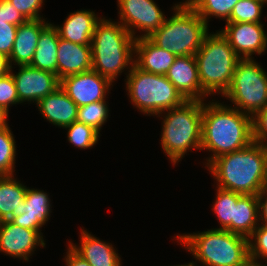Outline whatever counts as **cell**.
Segmentation results:
<instances>
[{
    "instance_id": "obj_1",
    "label": "cell",
    "mask_w": 267,
    "mask_h": 266,
    "mask_svg": "<svg viewBox=\"0 0 267 266\" xmlns=\"http://www.w3.org/2000/svg\"><path fill=\"white\" fill-rule=\"evenodd\" d=\"M252 142L251 116L224 102L203 101L201 150L212 152L206 158V167L215 158L242 150Z\"/></svg>"
},
{
    "instance_id": "obj_2",
    "label": "cell",
    "mask_w": 267,
    "mask_h": 266,
    "mask_svg": "<svg viewBox=\"0 0 267 266\" xmlns=\"http://www.w3.org/2000/svg\"><path fill=\"white\" fill-rule=\"evenodd\" d=\"M207 170L216 187L242 195H257L267 172V145L252 142L248 147L215 158Z\"/></svg>"
},
{
    "instance_id": "obj_3",
    "label": "cell",
    "mask_w": 267,
    "mask_h": 266,
    "mask_svg": "<svg viewBox=\"0 0 267 266\" xmlns=\"http://www.w3.org/2000/svg\"><path fill=\"white\" fill-rule=\"evenodd\" d=\"M135 39L118 21L102 17L96 24L92 41V69L112 83L122 72L126 76L134 64Z\"/></svg>"
},
{
    "instance_id": "obj_4",
    "label": "cell",
    "mask_w": 267,
    "mask_h": 266,
    "mask_svg": "<svg viewBox=\"0 0 267 266\" xmlns=\"http://www.w3.org/2000/svg\"><path fill=\"white\" fill-rule=\"evenodd\" d=\"M174 239L192 254L196 266L197 261L200 266H245L250 261L248 239L227 230L212 228L178 234Z\"/></svg>"
},
{
    "instance_id": "obj_5",
    "label": "cell",
    "mask_w": 267,
    "mask_h": 266,
    "mask_svg": "<svg viewBox=\"0 0 267 266\" xmlns=\"http://www.w3.org/2000/svg\"><path fill=\"white\" fill-rule=\"evenodd\" d=\"M202 111L203 102L185 101L156 116H161L163 120L161 148L173 166L182 161L190 150L201 151Z\"/></svg>"
},
{
    "instance_id": "obj_6",
    "label": "cell",
    "mask_w": 267,
    "mask_h": 266,
    "mask_svg": "<svg viewBox=\"0 0 267 266\" xmlns=\"http://www.w3.org/2000/svg\"><path fill=\"white\" fill-rule=\"evenodd\" d=\"M211 33L205 36L194 56L203 92L207 96L217 93L223 97L231 86L240 58L219 30Z\"/></svg>"
},
{
    "instance_id": "obj_7",
    "label": "cell",
    "mask_w": 267,
    "mask_h": 266,
    "mask_svg": "<svg viewBox=\"0 0 267 266\" xmlns=\"http://www.w3.org/2000/svg\"><path fill=\"white\" fill-rule=\"evenodd\" d=\"M171 8L172 16L148 38L175 56L195 55L209 33V25L190 5L174 4Z\"/></svg>"
},
{
    "instance_id": "obj_8",
    "label": "cell",
    "mask_w": 267,
    "mask_h": 266,
    "mask_svg": "<svg viewBox=\"0 0 267 266\" xmlns=\"http://www.w3.org/2000/svg\"><path fill=\"white\" fill-rule=\"evenodd\" d=\"M125 81L130 103L146 116H157L186 100L165 75H157L133 64Z\"/></svg>"
},
{
    "instance_id": "obj_9",
    "label": "cell",
    "mask_w": 267,
    "mask_h": 266,
    "mask_svg": "<svg viewBox=\"0 0 267 266\" xmlns=\"http://www.w3.org/2000/svg\"><path fill=\"white\" fill-rule=\"evenodd\" d=\"M233 107L253 117L267 106V72L255 59H240L230 88L223 96Z\"/></svg>"
},
{
    "instance_id": "obj_10",
    "label": "cell",
    "mask_w": 267,
    "mask_h": 266,
    "mask_svg": "<svg viewBox=\"0 0 267 266\" xmlns=\"http://www.w3.org/2000/svg\"><path fill=\"white\" fill-rule=\"evenodd\" d=\"M117 3L119 22L135 40L150 37L166 20L154 0H117ZM136 32L140 35L136 36Z\"/></svg>"
},
{
    "instance_id": "obj_11",
    "label": "cell",
    "mask_w": 267,
    "mask_h": 266,
    "mask_svg": "<svg viewBox=\"0 0 267 266\" xmlns=\"http://www.w3.org/2000/svg\"><path fill=\"white\" fill-rule=\"evenodd\" d=\"M113 86L108 78L93 69L60 80L61 89L78 107L106 100Z\"/></svg>"
},
{
    "instance_id": "obj_12",
    "label": "cell",
    "mask_w": 267,
    "mask_h": 266,
    "mask_svg": "<svg viewBox=\"0 0 267 266\" xmlns=\"http://www.w3.org/2000/svg\"><path fill=\"white\" fill-rule=\"evenodd\" d=\"M220 30L240 59H254L253 55L267 50V33L263 23H225Z\"/></svg>"
},
{
    "instance_id": "obj_13",
    "label": "cell",
    "mask_w": 267,
    "mask_h": 266,
    "mask_svg": "<svg viewBox=\"0 0 267 266\" xmlns=\"http://www.w3.org/2000/svg\"><path fill=\"white\" fill-rule=\"evenodd\" d=\"M14 66L10 67L18 93L19 102L36 103L53 93L60 87V80L56 74L34 68L30 65L18 66V72L13 73Z\"/></svg>"
},
{
    "instance_id": "obj_14",
    "label": "cell",
    "mask_w": 267,
    "mask_h": 266,
    "mask_svg": "<svg viewBox=\"0 0 267 266\" xmlns=\"http://www.w3.org/2000/svg\"><path fill=\"white\" fill-rule=\"evenodd\" d=\"M45 242L37 230L22 228L11 220L0 221V253L28 262L37 247H46Z\"/></svg>"
},
{
    "instance_id": "obj_15",
    "label": "cell",
    "mask_w": 267,
    "mask_h": 266,
    "mask_svg": "<svg viewBox=\"0 0 267 266\" xmlns=\"http://www.w3.org/2000/svg\"><path fill=\"white\" fill-rule=\"evenodd\" d=\"M165 76L186 101H206L194 55L177 56Z\"/></svg>"
},
{
    "instance_id": "obj_16",
    "label": "cell",
    "mask_w": 267,
    "mask_h": 266,
    "mask_svg": "<svg viewBox=\"0 0 267 266\" xmlns=\"http://www.w3.org/2000/svg\"><path fill=\"white\" fill-rule=\"evenodd\" d=\"M49 197L44 190L27 187L19 216H14L11 221L22 228L37 230L43 236L41 227L50 220L52 212Z\"/></svg>"
},
{
    "instance_id": "obj_17",
    "label": "cell",
    "mask_w": 267,
    "mask_h": 266,
    "mask_svg": "<svg viewBox=\"0 0 267 266\" xmlns=\"http://www.w3.org/2000/svg\"><path fill=\"white\" fill-rule=\"evenodd\" d=\"M80 242H68L70 246L82 256L90 266H122V259L118 254V250L106 241L100 240L94 236L87 229L81 228Z\"/></svg>"
},
{
    "instance_id": "obj_18",
    "label": "cell",
    "mask_w": 267,
    "mask_h": 266,
    "mask_svg": "<svg viewBox=\"0 0 267 266\" xmlns=\"http://www.w3.org/2000/svg\"><path fill=\"white\" fill-rule=\"evenodd\" d=\"M57 77L62 78L92 69L91 45H80L59 37Z\"/></svg>"
},
{
    "instance_id": "obj_19",
    "label": "cell",
    "mask_w": 267,
    "mask_h": 266,
    "mask_svg": "<svg viewBox=\"0 0 267 266\" xmlns=\"http://www.w3.org/2000/svg\"><path fill=\"white\" fill-rule=\"evenodd\" d=\"M45 19L27 20L17 27L9 65H30L39 40L41 29L48 23Z\"/></svg>"
},
{
    "instance_id": "obj_20",
    "label": "cell",
    "mask_w": 267,
    "mask_h": 266,
    "mask_svg": "<svg viewBox=\"0 0 267 266\" xmlns=\"http://www.w3.org/2000/svg\"><path fill=\"white\" fill-rule=\"evenodd\" d=\"M38 110L49 123L64 128L77 121L78 106L58 87L37 102Z\"/></svg>"
},
{
    "instance_id": "obj_21",
    "label": "cell",
    "mask_w": 267,
    "mask_h": 266,
    "mask_svg": "<svg viewBox=\"0 0 267 266\" xmlns=\"http://www.w3.org/2000/svg\"><path fill=\"white\" fill-rule=\"evenodd\" d=\"M101 18L95 11L81 9L68 14L62 26H54L60 38L75 44L91 45L96 24Z\"/></svg>"
},
{
    "instance_id": "obj_22",
    "label": "cell",
    "mask_w": 267,
    "mask_h": 266,
    "mask_svg": "<svg viewBox=\"0 0 267 266\" xmlns=\"http://www.w3.org/2000/svg\"><path fill=\"white\" fill-rule=\"evenodd\" d=\"M177 56L162 49L149 38H139L134 45V64L147 72L166 75Z\"/></svg>"
},
{
    "instance_id": "obj_23",
    "label": "cell",
    "mask_w": 267,
    "mask_h": 266,
    "mask_svg": "<svg viewBox=\"0 0 267 266\" xmlns=\"http://www.w3.org/2000/svg\"><path fill=\"white\" fill-rule=\"evenodd\" d=\"M59 34L54 23L48 22L42 29L30 66L57 75Z\"/></svg>"
},
{
    "instance_id": "obj_24",
    "label": "cell",
    "mask_w": 267,
    "mask_h": 266,
    "mask_svg": "<svg viewBox=\"0 0 267 266\" xmlns=\"http://www.w3.org/2000/svg\"><path fill=\"white\" fill-rule=\"evenodd\" d=\"M27 186L10 176H0V221L19 216Z\"/></svg>"
},
{
    "instance_id": "obj_25",
    "label": "cell",
    "mask_w": 267,
    "mask_h": 266,
    "mask_svg": "<svg viewBox=\"0 0 267 266\" xmlns=\"http://www.w3.org/2000/svg\"><path fill=\"white\" fill-rule=\"evenodd\" d=\"M259 226V201L257 195H243L234 206L232 233L251 236Z\"/></svg>"
},
{
    "instance_id": "obj_26",
    "label": "cell",
    "mask_w": 267,
    "mask_h": 266,
    "mask_svg": "<svg viewBox=\"0 0 267 266\" xmlns=\"http://www.w3.org/2000/svg\"><path fill=\"white\" fill-rule=\"evenodd\" d=\"M240 0H183L176 6L190 5L199 16L209 25V19L216 17L225 22L230 18L233 7Z\"/></svg>"
},
{
    "instance_id": "obj_27",
    "label": "cell",
    "mask_w": 267,
    "mask_h": 266,
    "mask_svg": "<svg viewBox=\"0 0 267 266\" xmlns=\"http://www.w3.org/2000/svg\"><path fill=\"white\" fill-rule=\"evenodd\" d=\"M216 188V197L214 202H212V211L216 214L220 226L215 229L227 230L232 233L234 206L243 195L233 191L223 190L218 187Z\"/></svg>"
},
{
    "instance_id": "obj_28",
    "label": "cell",
    "mask_w": 267,
    "mask_h": 266,
    "mask_svg": "<svg viewBox=\"0 0 267 266\" xmlns=\"http://www.w3.org/2000/svg\"><path fill=\"white\" fill-rule=\"evenodd\" d=\"M16 141L9 124L0 129V176L15 175Z\"/></svg>"
},
{
    "instance_id": "obj_29",
    "label": "cell",
    "mask_w": 267,
    "mask_h": 266,
    "mask_svg": "<svg viewBox=\"0 0 267 266\" xmlns=\"http://www.w3.org/2000/svg\"><path fill=\"white\" fill-rule=\"evenodd\" d=\"M107 100L78 107L77 121L94 128L100 133L110 115Z\"/></svg>"
},
{
    "instance_id": "obj_30",
    "label": "cell",
    "mask_w": 267,
    "mask_h": 266,
    "mask_svg": "<svg viewBox=\"0 0 267 266\" xmlns=\"http://www.w3.org/2000/svg\"><path fill=\"white\" fill-rule=\"evenodd\" d=\"M265 0H240L232 9L230 18L225 23H262V10Z\"/></svg>"
},
{
    "instance_id": "obj_31",
    "label": "cell",
    "mask_w": 267,
    "mask_h": 266,
    "mask_svg": "<svg viewBox=\"0 0 267 266\" xmlns=\"http://www.w3.org/2000/svg\"><path fill=\"white\" fill-rule=\"evenodd\" d=\"M63 129L67 130L68 142L80 150L94 147L100 139L98 131L79 121H75Z\"/></svg>"
},
{
    "instance_id": "obj_32",
    "label": "cell",
    "mask_w": 267,
    "mask_h": 266,
    "mask_svg": "<svg viewBox=\"0 0 267 266\" xmlns=\"http://www.w3.org/2000/svg\"><path fill=\"white\" fill-rule=\"evenodd\" d=\"M248 247L251 262L267 263V225L259 224L248 238Z\"/></svg>"
},
{
    "instance_id": "obj_33",
    "label": "cell",
    "mask_w": 267,
    "mask_h": 266,
    "mask_svg": "<svg viewBox=\"0 0 267 266\" xmlns=\"http://www.w3.org/2000/svg\"><path fill=\"white\" fill-rule=\"evenodd\" d=\"M16 104H20V102L15 82L9 71L0 77V106L9 112V108Z\"/></svg>"
},
{
    "instance_id": "obj_34",
    "label": "cell",
    "mask_w": 267,
    "mask_h": 266,
    "mask_svg": "<svg viewBox=\"0 0 267 266\" xmlns=\"http://www.w3.org/2000/svg\"><path fill=\"white\" fill-rule=\"evenodd\" d=\"M17 27L0 18V54L9 58L15 41Z\"/></svg>"
},
{
    "instance_id": "obj_35",
    "label": "cell",
    "mask_w": 267,
    "mask_h": 266,
    "mask_svg": "<svg viewBox=\"0 0 267 266\" xmlns=\"http://www.w3.org/2000/svg\"><path fill=\"white\" fill-rule=\"evenodd\" d=\"M27 20L45 19L40 15L45 0H8Z\"/></svg>"
},
{
    "instance_id": "obj_36",
    "label": "cell",
    "mask_w": 267,
    "mask_h": 266,
    "mask_svg": "<svg viewBox=\"0 0 267 266\" xmlns=\"http://www.w3.org/2000/svg\"><path fill=\"white\" fill-rule=\"evenodd\" d=\"M253 142L267 145V106L252 117Z\"/></svg>"
},
{
    "instance_id": "obj_37",
    "label": "cell",
    "mask_w": 267,
    "mask_h": 266,
    "mask_svg": "<svg viewBox=\"0 0 267 266\" xmlns=\"http://www.w3.org/2000/svg\"><path fill=\"white\" fill-rule=\"evenodd\" d=\"M0 18L5 19L8 24L19 26L27 19L8 0H0Z\"/></svg>"
},
{
    "instance_id": "obj_38",
    "label": "cell",
    "mask_w": 267,
    "mask_h": 266,
    "mask_svg": "<svg viewBox=\"0 0 267 266\" xmlns=\"http://www.w3.org/2000/svg\"><path fill=\"white\" fill-rule=\"evenodd\" d=\"M67 246L66 255L63 257L65 266H90L89 263L70 246V244Z\"/></svg>"
},
{
    "instance_id": "obj_39",
    "label": "cell",
    "mask_w": 267,
    "mask_h": 266,
    "mask_svg": "<svg viewBox=\"0 0 267 266\" xmlns=\"http://www.w3.org/2000/svg\"><path fill=\"white\" fill-rule=\"evenodd\" d=\"M259 201V224L267 225V187H263L257 194Z\"/></svg>"
},
{
    "instance_id": "obj_40",
    "label": "cell",
    "mask_w": 267,
    "mask_h": 266,
    "mask_svg": "<svg viewBox=\"0 0 267 266\" xmlns=\"http://www.w3.org/2000/svg\"><path fill=\"white\" fill-rule=\"evenodd\" d=\"M10 71L8 58L0 54V77Z\"/></svg>"
},
{
    "instance_id": "obj_41",
    "label": "cell",
    "mask_w": 267,
    "mask_h": 266,
    "mask_svg": "<svg viewBox=\"0 0 267 266\" xmlns=\"http://www.w3.org/2000/svg\"><path fill=\"white\" fill-rule=\"evenodd\" d=\"M9 112L0 106V129L8 125Z\"/></svg>"
},
{
    "instance_id": "obj_42",
    "label": "cell",
    "mask_w": 267,
    "mask_h": 266,
    "mask_svg": "<svg viewBox=\"0 0 267 266\" xmlns=\"http://www.w3.org/2000/svg\"><path fill=\"white\" fill-rule=\"evenodd\" d=\"M245 266H267V265L249 261Z\"/></svg>"
},
{
    "instance_id": "obj_43",
    "label": "cell",
    "mask_w": 267,
    "mask_h": 266,
    "mask_svg": "<svg viewBox=\"0 0 267 266\" xmlns=\"http://www.w3.org/2000/svg\"><path fill=\"white\" fill-rule=\"evenodd\" d=\"M173 266H196V265L193 263V260H192V262L190 261L189 263H185V264H181V265L178 264V265H173Z\"/></svg>"
},
{
    "instance_id": "obj_44",
    "label": "cell",
    "mask_w": 267,
    "mask_h": 266,
    "mask_svg": "<svg viewBox=\"0 0 267 266\" xmlns=\"http://www.w3.org/2000/svg\"><path fill=\"white\" fill-rule=\"evenodd\" d=\"M265 187H267V172H266V181H265Z\"/></svg>"
}]
</instances>
